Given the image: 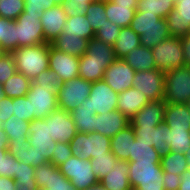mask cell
<instances>
[{
	"label": "cell",
	"instance_id": "52a82bcc",
	"mask_svg": "<svg viewBox=\"0 0 190 190\" xmlns=\"http://www.w3.org/2000/svg\"><path fill=\"white\" fill-rule=\"evenodd\" d=\"M91 86L92 82L79 76L62 83L57 91L58 108L71 113L88 98Z\"/></svg>",
	"mask_w": 190,
	"mask_h": 190
},
{
	"label": "cell",
	"instance_id": "8c879c8a",
	"mask_svg": "<svg viewBox=\"0 0 190 190\" xmlns=\"http://www.w3.org/2000/svg\"><path fill=\"white\" fill-rule=\"evenodd\" d=\"M35 190H47V189L45 187L37 186V188Z\"/></svg>",
	"mask_w": 190,
	"mask_h": 190
},
{
	"label": "cell",
	"instance_id": "d6986e66",
	"mask_svg": "<svg viewBox=\"0 0 190 190\" xmlns=\"http://www.w3.org/2000/svg\"><path fill=\"white\" fill-rule=\"evenodd\" d=\"M165 20L173 37L181 38L190 32V0H176L174 9Z\"/></svg>",
	"mask_w": 190,
	"mask_h": 190
},
{
	"label": "cell",
	"instance_id": "5b68a950",
	"mask_svg": "<svg viewBox=\"0 0 190 190\" xmlns=\"http://www.w3.org/2000/svg\"><path fill=\"white\" fill-rule=\"evenodd\" d=\"M166 103L187 104L190 100V67L181 66L165 73Z\"/></svg>",
	"mask_w": 190,
	"mask_h": 190
},
{
	"label": "cell",
	"instance_id": "ba28073f",
	"mask_svg": "<svg viewBox=\"0 0 190 190\" xmlns=\"http://www.w3.org/2000/svg\"><path fill=\"white\" fill-rule=\"evenodd\" d=\"M37 12L23 11L16 21V39L18 47H26L46 43L43 27Z\"/></svg>",
	"mask_w": 190,
	"mask_h": 190
},
{
	"label": "cell",
	"instance_id": "a7ac6f4b",
	"mask_svg": "<svg viewBox=\"0 0 190 190\" xmlns=\"http://www.w3.org/2000/svg\"><path fill=\"white\" fill-rule=\"evenodd\" d=\"M185 157L187 159L188 168L190 169V148L187 150V153L185 154Z\"/></svg>",
	"mask_w": 190,
	"mask_h": 190
},
{
	"label": "cell",
	"instance_id": "003e7915",
	"mask_svg": "<svg viewBox=\"0 0 190 190\" xmlns=\"http://www.w3.org/2000/svg\"><path fill=\"white\" fill-rule=\"evenodd\" d=\"M83 190H107V189L100 182H98L97 184H94L93 186Z\"/></svg>",
	"mask_w": 190,
	"mask_h": 190
},
{
	"label": "cell",
	"instance_id": "f546056e",
	"mask_svg": "<svg viewBox=\"0 0 190 190\" xmlns=\"http://www.w3.org/2000/svg\"><path fill=\"white\" fill-rule=\"evenodd\" d=\"M8 153L13 155L19 161L25 164H29L34 168L40 164L47 163L49 161H38V154L35 148L29 145V141L9 142Z\"/></svg>",
	"mask_w": 190,
	"mask_h": 190
},
{
	"label": "cell",
	"instance_id": "db71d44e",
	"mask_svg": "<svg viewBox=\"0 0 190 190\" xmlns=\"http://www.w3.org/2000/svg\"><path fill=\"white\" fill-rule=\"evenodd\" d=\"M35 168L29 164H25L17 159V169L15 172V182H36Z\"/></svg>",
	"mask_w": 190,
	"mask_h": 190
},
{
	"label": "cell",
	"instance_id": "bcb514c9",
	"mask_svg": "<svg viewBox=\"0 0 190 190\" xmlns=\"http://www.w3.org/2000/svg\"><path fill=\"white\" fill-rule=\"evenodd\" d=\"M13 115L28 122L36 119L32 114L31 102L26 96L13 98Z\"/></svg>",
	"mask_w": 190,
	"mask_h": 190
},
{
	"label": "cell",
	"instance_id": "4dcf8cb0",
	"mask_svg": "<svg viewBox=\"0 0 190 190\" xmlns=\"http://www.w3.org/2000/svg\"><path fill=\"white\" fill-rule=\"evenodd\" d=\"M140 45V36L130 27H123L113 45L116 59L124 58L131 50Z\"/></svg>",
	"mask_w": 190,
	"mask_h": 190
},
{
	"label": "cell",
	"instance_id": "83f0119b",
	"mask_svg": "<svg viewBox=\"0 0 190 190\" xmlns=\"http://www.w3.org/2000/svg\"><path fill=\"white\" fill-rule=\"evenodd\" d=\"M105 12L109 21L123 28L130 27L136 9L132 8L131 5H118L110 0L105 1Z\"/></svg>",
	"mask_w": 190,
	"mask_h": 190
},
{
	"label": "cell",
	"instance_id": "9f6ffc18",
	"mask_svg": "<svg viewBox=\"0 0 190 190\" xmlns=\"http://www.w3.org/2000/svg\"><path fill=\"white\" fill-rule=\"evenodd\" d=\"M13 115V99L2 97L0 100V121L6 122Z\"/></svg>",
	"mask_w": 190,
	"mask_h": 190
},
{
	"label": "cell",
	"instance_id": "d6a6232c",
	"mask_svg": "<svg viewBox=\"0 0 190 190\" xmlns=\"http://www.w3.org/2000/svg\"><path fill=\"white\" fill-rule=\"evenodd\" d=\"M75 122L78 132H94L95 114L88 103V98L82 102L74 111L70 113Z\"/></svg>",
	"mask_w": 190,
	"mask_h": 190
},
{
	"label": "cell",
	"instance_id": "2644e50d",
	"mask_svg": "<svg viewBox=\"0 0 190 190\" xmlns=\"http://www.w3.org/2000/svg\"><path fill=\"white\" fill-rule=\"evenodd\" d=\"M65 0H55V2L59 5H61Z\"/></svg>",
	"mask_w": 190,
	"mask_h": 190
},
{
	"label": "cell",
	"instance_id": "2e32d148",
	"mask_svg": "<svg viewBox=\"0 0 190 190\" xmlns=\"http://www.w3.org/2000/svg\"><path fill=\"white\" fill-rule=\"evenodd\" d=\"M136 71L123 59H116L104 72L103 80L117 93L132 88Z\"/></svg>",
	"mask_w": 190,
	"mask_h": 190
},
{
	"label": "cell",
	"instance_id": "f907efd6",
	"mask_svg": "<svg viewBox=\"0 0 190 190\" xmlns=\"http://www.w3.org/2000/svg\"><path fill=\"white\" fill-rule=\"evenodd\" d=\"M168 140V126L163 122L156 126L154 130L153 147L161 154H166L169 151Z\"/></svg>",
	"mask_w": 190,
	"mask_h": 190
},
{
	"label": "cell",
	"instance_id": "7c38bea8",
	"mask_svg": "<svg viewBox=\"0 0 190 190\" xmlns=\"http://www.w3.org/2000/svg\"><path fill=\"white\" fill-rule=\"evenodd\" d=\"M29 145L35 148L38 161H49L53 155L56 141L50 136L45 119H34L29 125Z\"/></svg>",
	"mask_w": 190,
	"mask_h": 190
},
{
	"label": "cell",
	"instance_id": "753ad0ef",
	"mask_svg": "<svg viewBox=\"0 0 190 190\" xmlns=\"http://www.w3.org/2000/svg\"><path fill=\"white\" fill-rule=\"evenodd\" d=\"M187 105H188V108H189V111H190V100L187 102Z\"/></svg>",
	"mask_w": 190,
	"mask_h": 190
},
{
	"label": "cell",
	"instance_id": "f1b7e54d",
	"mask_svg": "<svg viewBox=\"0 0 190 190\" xmlns=\"http://www.w3.org/2000/svg\"><path fill=\"white\" fill-rule=\"evenodd\" d=\"M113 62L88 61V54L79 57V77L86 81L102 80L107 67Z\"/></svg>",
	"mask_w": 190,
	"mask_h": 190
},
{
	"label": "cell",
	"instance_id": "816d5d0a",
	"mask_svg": "<svg viewBox=\"0 0 190 190\" xmlns=\"http://www.w3.org/2000/svg\"><path fill=\"white\" fill-rule=\"evenodd\" d=\"M95 0H65L61 5L67 17L85 15L87 7Z\"/></svg>",
	"mask_w": 190,
	"mask_h": 190
},
{
	"label": "cell",
	"instance_id": "6125c7cd",
	"mask_svg": "<svg viewBox=\"0 0 190 190\" xmlns=\"http://www.w3.org/2000/svg\"><path fill=\"white\" fill-rule=\"evenodd\" d=\"M178 190H190V169L181 175V183Z\"/></svg>",
	"mask_w": 190,
	"mask_h": 190
},
{
	"label": "cell",
	"instance_id": "3957f363",
	"mask_svg": "<svg viewBox=\"0 0 190 190\" xmlns=\"http://www.w3.org/2000/svg\"><path fill=\"white\" fill-rule=\"evenodd\" d=\"M128 166L133 190H164L160 162L128 161Z\"/></svg>",
	"mask_w": 190,
	"mask_h": 190
},
{
	"label": "cell",
	"instance_id": "8fae6325",
	"mask_svg": "<svg viewBox=\"0 0 190 190\" xmlns=\"http://www.w3.org/2000/svg\"><path fill=\"white\" fill-rule=\"evenodd\" d=\"M26 97L31 102L32 114L36 119H45L58 108L57 91L31 82Z\"/></svg>",
	"mask_w": 190,
	"mask_h": 190
},
{
	"label": "cell",
	"instance_id": "d590c367",
	"mask_svg": "<svg viewBox=\"0 0 190 190\" xmlns=\"http://www.w3.org/2000/svg\"><path fill=\"white\" fill-rule=\"evenodd\" d=\"M161 154L153 147V142L137 141L132 142V148L128 161L139 162H160Z\"/></svg>",
	"mask_w": 190,
	"mask_h": 190
},
{
	"label": "cell",
	"instance_id": "ac0fdd59",
	"mask_svg": "<svg viewBox=\"0 0 190 190\" xmlns=\"http://www.w3.org/2000/svg\"><path fill=\"white\" fill-rule=\"evenodd\" d=\"M166 102L164 100L149 101L141 110L129 119L133 128H151L164 122Z\"/></svg>",
	"mask_w": 190,
	"mask_h": 190
},
{
	"label": "cell",
	"instance_id": "be15d7a7",
	"mask_svg": "<svg viewBox=\"0 0 190 190\" xmlns=\"http://www.w3.org/2000/svg\"><path fill=\"white\" fill-rule=\"evenodd\" d=\"M16 190H35L36 182H16Z\"/></svg>",
	"mask_w": 190,
	"mask_h": 190
},
{
	"label": "cell",
	"instance_id": "836d02e7",
	"mask_svg": "<svg viewBox=\"0 0 190 190\" xmlns=\"http://www.w3.org/2000/svg\"><path fill=\"white\" fill-rule=\"evenodd\" d=\"M17 48L16 21L0 17V50L12 53Z\"/></svg>",
	"mask_w": 190,
	"mask_h": 190
},
{
	"label": "cell",
	"instance_id": "680465c9",
	"mask_svg": "<svg viewBox=\"0 0 190 190\" xmlns=\"http://www.w3.org/2000/svg\"><path fill=\"white\" fill-rule=\"evenodd\" d=\"M135 133V139L137 141L154 142V130L156 126L151 128H133Z\"/></svg>",
	"mask_w": 190,
	"mask_h": 190
},
{
	"label": "cell",
	"instance_id": "11a10c76",
	"mask_svg": "<svg viewBox=\"0 0 190 190\" xmlns=\"http://www.w3.org/2000/svg\"><path fill=\"white\" fill-rule=\"evenodd\" d=\"M58 5L55 0H25V12L42 14L44 10Z\"/></svg>",
	"mask_w": 190,
	"mask_h": 190
},
{
	"label": "cell",
	"instance_id": "cb8c5ba5",
	"mask_svg": "<svg viewBox=\"0 0 190 190\" xmlns=\"http://www.w3.org/2000/svg\"><path fill=\"white\" fill-rule=\"evenodd\" d=\"M164 123L169 128L190 129V111L187 104L166 103Z\"/></svg>",
	"mask_w": 190,
	"mask_h": 190
},
{
	"label": "cell",
	"instance_id": "7a4b0ae2",
	"mask_svg": "<svg viewBox=\"0 0 190 190\" xmlns=\"http://www.w3.org/2000/svg\"><path fill=\"white\" fill-rule=\"evenodd\" d=\"M12 55L15 58L17 72L31 81L49 68V43L18 47Z\"/></svg>",
	"mask_w": 190,
	"mask_h": 190
},
{
	"label": "cell",
	"instance_id": "6da1fadb",
	"mask_svg": "<svg viewBox=\"0 0 190 190\" xmlns=\"http://www.w3.org/2000/svg\"><path fill=\"white\" fill-rule=\"evenodd\" d=\"M130 28L140 36V45L149 49L171 36L166 20L155 13L136 10Z\"/></svg>",
	"mask_w": 190,
	"mask_h": 190
},
{
	"label": "cell",
	"instance_id": "94428289",
	"mask_svg": "<svg viewBox=\"0 0 190 190\" xmlns=\"http://www.w3.org/2000/svg\"><path fill=\"white\" fill-rule=\"evenodd\" d=\"M16 182L14 179L0 176V190H16Z\"/></svg>",
	"mask_w": 190,
	"mask_h": 190
},
{
	"label": "cell",
	"instance_id": "34e18365",
	"mask_svg": "<svg viewBox=\"0 0 190 190\" xmlns=\"http://www.w3.org/2000/svg\"><path fill=\"white\" fill-rule=\"evenodd\" d=\"M3 122L2 121H0V128H3Z\"/></svg>",
	"mask_w": 190,
	"mask_h": 190
},
{
	"label": "cell",
	"instance_id": "8992f818",
	"mask_svg": "<svg viewBox=\"0 0 190 190\" xmlns=\"http://www.w3.org/2000/svg\"><path fill=\"white\" fill-rule=\"evenodd\" d=\"M156 69L163 73L184 66L183 48L180 37L170 36L152 49Z\"/></svg>",
	"mask_w": 190,
	"mask_h": 190
},
{
	"label": "cell",
	"instance_id": "7dc6e473",
	"mask_svg": "<svg viewBox=\"0 0 190 190\" xmlns=\"http://www.w3.org/2000/svg\"><path fill=\"white\" fill-rule=\"evenodd\" d=\"M16 72L17 67L12 53L2 52L0 54V84L3 85Z\"/></svg>",
	"mask_w": 190,
	"mask_h": 190
},
{
	"label": "cell",
	"instance_id": "91938a15",
	"mask_svg": "<svg viewBox=\"0 0 190 190\" xmlns=\"http://www.w3.org/2000/svg\"><path fill=\"white\" fill-rule=\"evenodd\" d=\"M184 66L190 67V32L181 37Z\"/></svg>",
	"mask_w": 190,
	"mask_h": 190
},
{
	"label": "cell",
	"instance_id": "603a6c76",
	"mask_svg": "<svg viewBox=\"0 0 190 190\" xmlns=\"http://www.w3.org/2000/svg\"><path fill=\"white\" fill-rule=\"evenodd\" d=\"M99 182L107 190H133L129 182L128 161L118 160L112 170Z\"/></svg>",
	"mask_w": 190,
	"mask_h": 190
},
{
	"label": "cell",
	"instance_id": "9a60e30c",
	"mask_svg": "<svg viewBox=\"0 0 190 190\" xmlns=\"http://www.w3.org/2000/svg\"><path fill=\"white\" fill-rule=\"evenodd\" d=\"M35 181L37 186L47 190H78L54 164L47 162L35 168Z\"/></svg>",
	"mask_w": 190,
	"mask_h": 190
},
{
	"label": "cell",
	"instance_id": "f35d334b",
	"mask_svg": "<svg viewBox=\"0 0 190 190\" xmlns=\"http://www.w3.org/2000/svg\"><path fill=\"white\" fill-rule=\"evenodd\" d=\"M160 164L163 172L182 175L188 168L185 154L181 152L168 151L161 155Z\"/></svg>",
	"mask_w": 190,
	"mask_h": 190
},
{
	"label": "cell",
	"instance_id": "277c9868",
	"mask_svg": "<svg viewBox=\"0 0 190 190\" xmlns=\"http://www.w3.org/2000/svg\"><path fill=\"white\" fill-rule=\"evenodd\" d=\"M70 146L72 156L90 160L111 151V138L98 132H78L70 141Z\"/></svg>",
	"mask_w": 190,
	"mask_h": 190
},
{
	"label": "cell",
	"instance_id": "f6af8a7d",
	"mask_svg": "<svg viewBox=\"0 0 190 190\" xmlns=\"http://www.w3.org/2000/svg\"><path fill=\"white\" fill-rule=\"evenodd\" d=\"M120 31L121 28L118 25L107 19L106 23L95 32V38L113 46Z\"/></svg>",
	"mask_w": 190,
	"mask_h": 190
},
{
	"label": "cell",
	"instance_id": "30bf717a",
	"mask_svg": "<svg viewBox=\"0 0 190 190\" xmlns=\"http://www.w3.org/2000/svg\"><path fill=\"white\" fill-rule=\"evenodd\" d=\"M132 88L139 89L149 101L163 100L165 73L158 69L138 71L134 75Z\"/></svg>",
	"mask_w": 190,
	"mask_h": 190
},
{
	"label": "cell",
	"instance_id": "1f68e13d",
	"mask_svg": "<svg viewBox=\"0 0 190 190\" xmlns=\"http://www.w3.org/2000/svg\"><path fill=\"white\" fill-rule=\"evenodd\" d=\"M62 33H65L66 35L78 36L88 40L95 37V32L93 31L86 16L81 14L67 17Z\"/></svg>",
	"mask_w": 190,
	"mask_h": 190
},
{
	"label": "cell",
	"instance_id": "e575fe53",
	"mask_svg": "<svg viewBox=\"0 0 190 190\" xmlns=\"http://www.w3.org/2000/svg\"><path fill=\"white\" fill-rule=\"evenodd\" d=\"M86 53L88 61L114 62L116 60L113 46L95 37L89 40Z\"/></svg>",
	"mask_w": 190,
	"mask_h": 190
},
{
	"label": "cell",
	"instance_id": "d4e9b609",
	"mask_svg": "<svg viewBox=\"0 0 190 190\" xmlns=\"http://www.w3.org/2000/svg\"><path fill=\"white\" fill-rule=\"evenodd\" d=\"M135 137L134 129L129 124L111 138V152L118 160H129L132 142L135 141Z\"/></svg>",
	"mask_w": 190,
	"mask_h": 190
},
{
	"label": "cell",
	"instance_id": "c3c4849f",
	"mask_svg": "<svg viewBox=\"0 0 190 190\" xmlns=\"http://www.w3.org/2000/svg\"><path fill=\"white\" fill-rule=\"evenodd\" d=\"M17 159L8 153V149H0V176L14 179Z\"/></svg>",
	"mask_w": 190,
	"mask_h": 190
},
{
	"label": "cell",
	"instance_id": "e0dca14e",
	"mask_svg": "<svg viewBox=\"0 0 190 190\" xmlns=\"http://www.w3.org/2000/svg\"><path fill=\"white\" fill-rule=\"evenodd\" d=\"M49 69L62 83L79 76V57L61 52L49 44Z\"/></svg>",
	"mask_w": 190,
	"mask_h": 190
},
{
	"label": "cell",
	"instance_id": "8d00e7d4",
	"mask_svg": "<svg viewBox=\"0 0 190 190\" xmlns=\"http://www.w3.org/2000/svg\"><path fill=\"white\" fill-rule=\"evenodd\" d=\"M30 122L19 119L16 115H12L3 124V130L7 134L9 142L27 141L29 137Z\"/></svg>",
	"mask_w": 190,
	"mask_h": 190
},
{
	"label": "cell",
	"instance_id": "6f0895ef",
	"mask_svg": "<svg viewBox=\"0 0 190 190\" xmlns=\"http://www.w3.org/2000/svg\"><path fill=\"white\" fill-rule=\"evenodd\" d=\"M164 190H178L181 183V175L163 172Z\"/></svg>",
	"mask_w": 190,
	"mask_h": 190
},
{
	"label": "cell",
	"instance_id": "4316f807",
	"mask_svg": "<svg viewBox=\"0 0 190 190\" xmlns=\"http://www.w3.org/2000/svg\"><path fill=\"white\" fill-rule=\"evenodd\" d=\"M136 72L156 69L152 50L143 45L131 50L124 58Z\"/></svg>",
	"mask_w": 190,
	"mask_h": 190
},
{
	"label": "cell",
	"instance_id": "89a4df30",
	"mask_svg": "<svg viewBox=\"0 0 190 190\" xmlns=\"http://www.w3.org/2000/svg\"><path fill=\"white\" fill-rule=\"evenodd\" d=\"M2 97H5V92L2 88V85L0 84V100L2 99Z\"/></svg>",
	"mask_w": 190,
	"mask_h": 190
},
{
	"label": "cell",
	"instance_id": "60d3db41",
	"mask_svg": "<svg viewBox=\"0 0 190 190\" xmlns=\"http://www.w3.org/2000/svg\"><path fill=\"white\" fill-rule=\"evenodd\" d=\"M189 130L174 129L168 127V140L169 151L187 153L190 148Z\"/></svg>",
	"mask_w": 190,
	"mask_h": 190
},
{
	"label": "cell",
	"instance_id": "7402d4cb",
	"mask_svg": "<svg viewBox=\"0 0 190 190\" xmlns=\"http://www.w3.org/2000/svg\"><path fill=\"white\" fill-rule=\"evenodd\" d=\"M148 102L149 99L139 89L129 88L118 94L117 110L130 119Z\"/></svg>",
	"mask_w": 190,
	"mask_h": 190
},
{
	"label": "cell",
	"instance_id": "7bdbcfd3",
	"mask_svg": "<svg viewBox=\"0 0 190 190\" xmlns=\"http://www.w3.org/2000/svg\"><path fill=\"white\" fill-rule=\"evenodd\" d=\"M117 161L118 159L111 151L105 156H96L94 159H90L92 171L98 180L107 175Z\"/></svg>",
	"mask_w": 190,
	"mask_h": 190
},
{
	"label": "cell",
	"instance_id": "9c48e42d",
	"mask_svg": "<svg viewBox=\"0 0 190 190\" xmlns=\"http://www.w3.org/2000/svg\"><path fill=\"white\" fill-rule=\"evenodd\" d=\"M58 168L78 190L87 189L99 182L92 171L90 160L71 156L66 162L59 165Z\"/></svg>",
	"mask_w": 190,
	"mask_h": 190
},
{
	"label": "cell",
	"instance_id": "ee69618b",
	"mask_svg": "<svg viewBox=\"0 0 190 190\" xmlns=\"http://www.w3.org/2000/svg\"><path fill=\"white\" fill-rule=\"evenodd\" d=\"M24 8L25 0H0V17L16 20Z\"/></svg>",
	"mask_w": 190,
	"mask_h": 190
},
{
	"label": "cell",
	"instance_id": "74e56055",
	"mask_svg": "<svg viewBox=\"0 0 190 190\" xmlns=\"http://www.w3.org/2000/svg\"><path fill=\"white\" fill-rule=\"evenodd\" d=\"M31 80L22 73L16 72L2 85L5 96L9 98L24 97L29 92Z\"/></svg>",
	"mask_w": 190,
	"mask_h": 190
},
{
	"label": "cell",
	"instance_id": "ab89813d",
	"mask_svg": "<svg viewBox=\"0 0 190 190\" xmlns=\"http://www.w3.org/2000/svg\"><path fill=\"white\" fill-rule=\"evenodd\" d=\"M174 6V0H139L137 11L155 13L165 19L174 9Z\"/></svg>",
	"mask_w": 190,
	"mask_h": 190
},
{
	"label": "cell",
	"instance_id": "03108f58",
	"mask_svg": "<svg viewBox=\"0 0 190 190\" xmlns=\"http://www.w3.org/2000/svg\"><path fill=\"white\" fill-rule=\"evenodd\" d=\"M118 5H131L132 8L137 10L139 0H111Z\"/></svg>",
	"mask_w": 190,
	"mask_h": 190
},
{
	"label": "cell",
	"instance_id": "ffe728a7",
	"mask_svg": "<svg viewBox=\"0 0 190 190\" xmlns=\"http://www.w3.org/2000/svg\"><path fill=\"white\" fill-rule=\"evenodd\" d=\"M40 16L45 41L50 44L62 33L67 19L66 13L63 11L62 5L58 4L44 10Z\"/></svg>",
	"mask_w": 190,
	"mask_h": 190
},
{
	"label": "cell",
	"instance_id": "5bb4252c",
	"mask_svg": "<svg viewBox=\"0 0 190 190\" xmlns=\"http://www.w3.org/2000/svg\"><path fill=\"white\" fill-rule=\"evenodd\" d=\"M118 94L105 82H92L88 103L94 114H104L117 110Z\"/></svg>",
	"mask_w": 190,
	"mask_h": 190
},
{
	"label": "cell",
	"instance_id": "4fadbf2b",
	"mask_svg": "<svg viewBox=\"0 0 190 190\" xmlns=\"http://www.w3.org/2000/svg\"><path fill=\"white\" fill-rule=\"evenodd\" d=\"M45 120L49 134L56 142L70 143L72 138L78 133L70 113L64 109L57 108Z\"/></svg>",
	"mask_w": 190,
	"mask_h": 190
},
{
	"label": "cell",
	"instance_id": "e7e4bbea",
	"mask_svg": "<svg viewBox=\"0 0 190 190\" xmlns=\"http://www.w3.org/2000/svg\"><path fill=\"white\" fill-rule=\"evenodd\" d=\"M9 141L7 138V134L0 128V149H8Z\"/></svg>",
	"mask_w": 190,
	"mask_h": 190
},
{
	"label": "cell",
	"instance_id": "44dd1931",
	"mask_svg": "<svg viewBox=\"0 0 190 190\" xmlns=\"http://www.w3.org/2000/svg\"><path fill=\"white\" fill-rule=\"evenodd\" d=\"M129 124V119L118 110L95 114L94 132L112 138Z\"/></svg>",
	"mask_w": 190,
	"mask_h": 190
},
{
	"label": "cell",
	"instance_id": "484cf974",
	"mask_svg": "<svg viewBox=\"0 0 190 190\" xmlns=\"http://www.w3.org/2000/svg\"><path fill=\"white\" fill-rule=\"evenodd\" d=\"M88 39L61 33L50 45L69 55L80 57L86 53Z\"/></svg>",
	"mask_w": 190,
	"mask_h": 190
},
{
	"label": "cell",
	"instance_id": "f5cc1de1",
	"mask_svg": "<svg viewBox=\"0 0 190 190\" xmlns=\"http://www.w3.org/2000/svg\"><path fill=\"white\" fill-rule=\"evenodd\" d=\"M72 156L70 143L56 142L53 155L49 162L54 164L56 167L66 162L69 157Z\"/></svg>",
	"mask_w": 190,
	"mask_h": 190
},
{
	"label": "cell",
	"instance_id": "681fc988",
	"mask_svg": "<svg viewBox=\"0 0 190 190\" xmlns=\"http://www.w3.org/2000/svg\"><path fill=\"white\" fill-rule=\"evenodd\" d=\"M32 81L35 84L45 88H54L56 91H58L62 85L57 73L53 70H50L49 68L45 71H42Z\"/></svg>",
	"mask_w": 190,
	"mask_h": 190
},
{
	"label": "cell",
	"instance_id": "b9f144b4",
	"mask_svg": "<svg viewBox=\"0 0 190 190\" xmlns=\"http://www.w3.org/2000/svg\"><path fill=\"white\" fill-rule=\"evenodd\" d=\"M92 29L96 32L106 23L107 16L105 12V1H97L90 3L87 7L86 14Z\"/></svg>",
	"mask_w": 190,
	"mask_h": 190
}]
</instances>
